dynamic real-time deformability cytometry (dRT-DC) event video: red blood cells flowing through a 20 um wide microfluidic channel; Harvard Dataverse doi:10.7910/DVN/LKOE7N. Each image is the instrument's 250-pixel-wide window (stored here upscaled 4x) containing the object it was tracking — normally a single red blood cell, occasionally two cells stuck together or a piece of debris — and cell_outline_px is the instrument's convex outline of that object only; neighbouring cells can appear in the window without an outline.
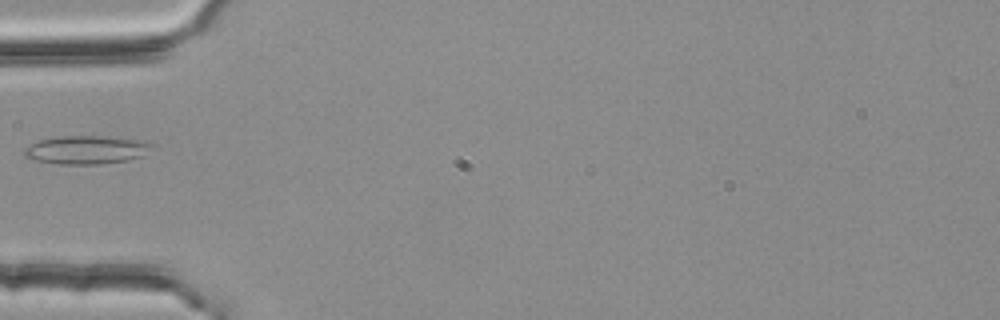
{"species": "common noctule bat (a hibernating species)", "species_latin": "Nyctalus noctula", "temperature_condition": "room temperature", "stored_images_in_passage": 18, "camera_frame_rate_fps": 3000, "um_per_image_px": 0.085, "animal": {"sex": "female", "body_mass_g": 25.1}, "frame": {"image": 1, "passage_image": 1, "time_ms": 0.0, "image_size_px": [1000, 320], "cell_outline_px": [[156, 144], [144, 156], [128, 160], [100, 164], [60, 164], [36, 160], [24, 156], [24, 148], [40, 140], [60, 136], [100, 136], [140, 140]], "centroid_in_image_um": [7.39, 12.74], "position_along_channel_um": 77.6, "area_um2": 21.04}}
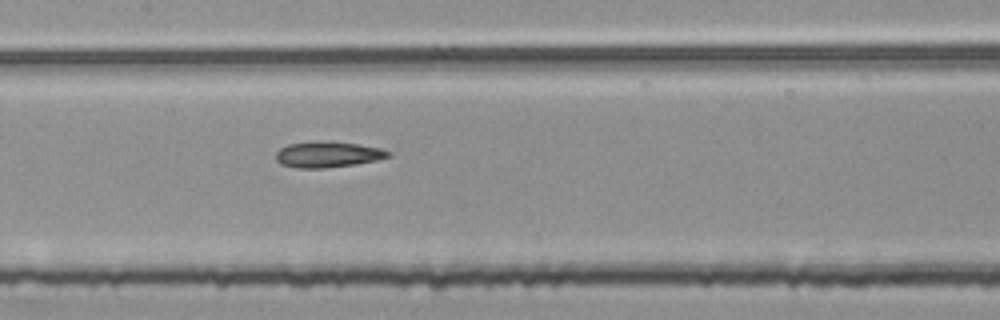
{"frame": {"image": 2, "passage_image": 9, "time_ms": 2.667, "image_size_px": [1000, 320], "cell_outline_px": [[392, 156], [376, 160], [356, 164], [324, 168], [296, 168], [280, 164], [276, 160], [276, 152], [280, 148], [288, 144], [356, 144], [380, 148], [392, 152]], "centroid_in_image_um": [27.88, 13.19], "position_along_channel_um": 179.5, "area_um2": 16.07}}
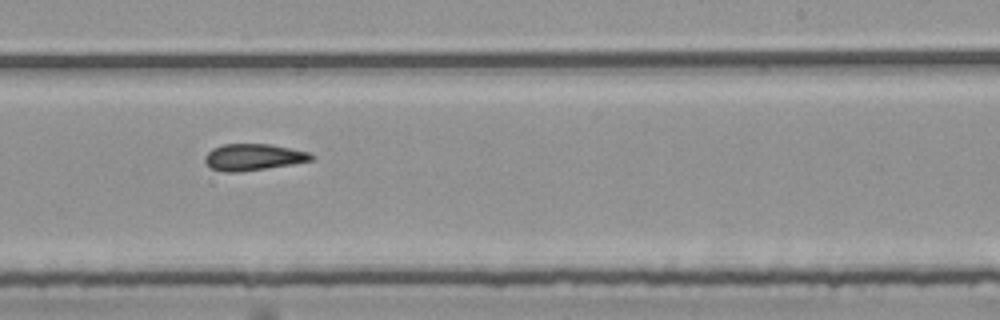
{"frame": {"image": 3, "passage_image": 16, "time_ms": 5.0, "image_size_px": [1000, 320], "cell_outline_px": [[316, 160], [292, 164], [240, 172], [224, 172], [212, 168], [204, 160], [204, 156], [212, 148], [224, 144], [272, 144], [308, 152], [316, 156]], "centroid_in_image_um": [21.57, 13.35], "position_along_channel_um": 267.4, "area_um2": 16.53}}